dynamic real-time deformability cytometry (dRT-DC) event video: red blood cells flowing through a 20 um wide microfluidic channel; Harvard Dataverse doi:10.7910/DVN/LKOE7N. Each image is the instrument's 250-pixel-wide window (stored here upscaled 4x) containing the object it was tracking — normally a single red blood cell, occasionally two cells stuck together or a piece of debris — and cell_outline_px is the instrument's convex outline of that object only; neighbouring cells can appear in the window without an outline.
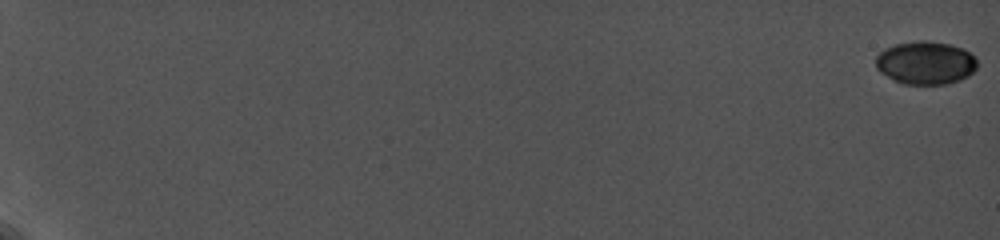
{"species": "common noctule bat (a hibernating species)", "species_latin": "Nyctalus noctula", "temperature_condition": "cold", "stored_images_in_passage": 55, "camera_frame_rate_fps": 5000, "um_per_image_px": 0.085, "animal": {"sex": "female", "body_mass_g": 19.0, "forearm_length_mm": 56.7}, "frame": {"image": 1, "passage_image": 1, "time_ms": 0.0, "image_size_px": [1000, 240], "cell_outline_px": [[976, 68], [968, 76], [960, 80], [948, 84], [904, 84], [880, 72], [876, 68], [876, 56], [884, 48], [896, 44], [920, 40], [924, 40], [948, 44], [964, 48], [976, 56]], "centroid_in_image_um": [78.69, 5.33], "position_along_channel_um": 6.3, "area_um2": 25.49}}
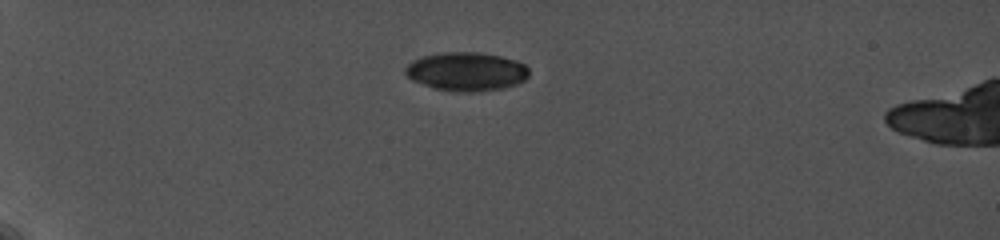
{"frame": {"image": 2, "passage_image": 46, "time_ms": 6.4, "image_size_px": [1000, 240], "cell_outline_px": [[528, 76], [524, 80], [516, 84], [504, 88], [472, 92], [452, 92], [432, 88], [412, 80], [404, 72], [404, 68], [412, 60], [420, 56], [444, 52], [480, 52], [500, 56], [516, 60], [524, 64], [528, 68]], "centroid_in_image_um": [39.61, 6.08], "position_along_channel_um": 45.4, "area_um2": 28.15}}